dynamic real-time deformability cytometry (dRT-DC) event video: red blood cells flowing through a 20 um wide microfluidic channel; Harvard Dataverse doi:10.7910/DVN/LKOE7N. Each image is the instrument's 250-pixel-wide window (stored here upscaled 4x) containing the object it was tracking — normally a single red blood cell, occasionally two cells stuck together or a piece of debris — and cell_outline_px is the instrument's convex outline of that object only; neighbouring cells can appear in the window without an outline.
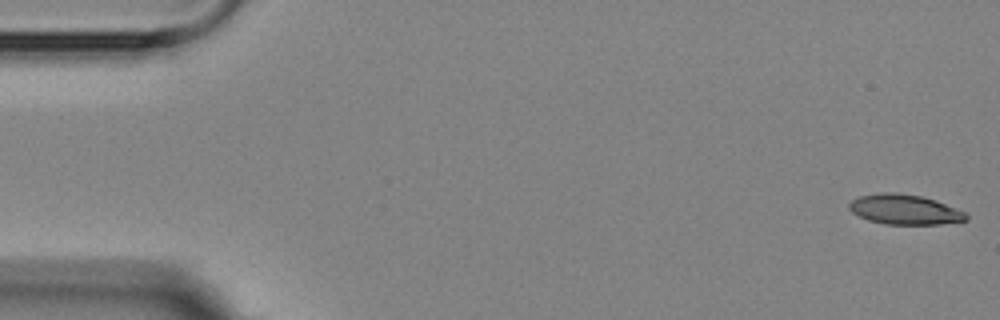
{"species": "Egyptian fruit bat (a non-hibernating species)", "species_latin": "Rousettus aegyptiacus", "temperature_condition": "room temperature", "stored_images_in_passage": 4, "camera_frame_rate_fps": 3000, "um_per_image_px": 0.085, "animal": {"sex": "female"}, "frame": {"image": 1, "passage_image": 1, "time_ms": 0.0, "image_size_px": [1000, 320], "cell_outline_px": [[968, 220], [940, 224], [884, 224], [868, 220], [852, 212], [848, 208], [848, 204], [852, 200], [860, 196], [880, 192], [896, 192], [924, 196], [936, 200], [956, 208], [964, 212], [968, 216]], "centroid_in_image_um": [76.89, 17.8], "position_along_channel_um": 8.1, "area_um2": 20.52}}